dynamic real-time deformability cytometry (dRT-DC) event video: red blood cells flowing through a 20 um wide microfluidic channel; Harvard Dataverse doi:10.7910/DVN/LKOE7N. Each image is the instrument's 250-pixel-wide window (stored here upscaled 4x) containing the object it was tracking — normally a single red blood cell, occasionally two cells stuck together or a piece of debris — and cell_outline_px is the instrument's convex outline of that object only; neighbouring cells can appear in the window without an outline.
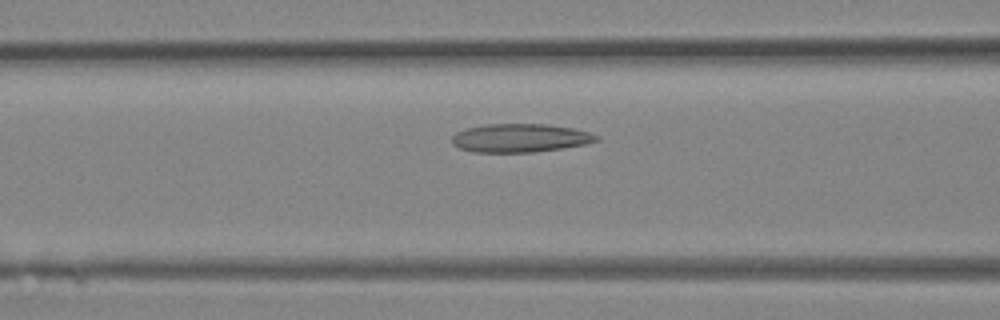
{"species": "Egyptian fruit bat (a non-hibernating species)", "species_latin": "Rousettus aegyptiacus", "temperature_condition": "room temperature", "stored_images_in_passage": 17, "camera_frame_rate_fps": 3000, "um_per_image_px": 0.085, "animal": {"sex": "female"}, "frame": {"image": 1, "passage_image": 12, "time_ms": 3.667, "image_size_px": [1000, 320], "cell_outline_px": [[600, 140], [584, 144], [560, 148], [532, 152], [472, 152], [460, 148], [452, 144], [452, 136], [456, 132], [468, 128], [488, 124], [548, 124], [572, 128], [588, 132], [600, 136]], "centroid_in_image_um": [44.2, 11.73], "position_along_channel_um": 122.4, "area_um2": 23.81}}
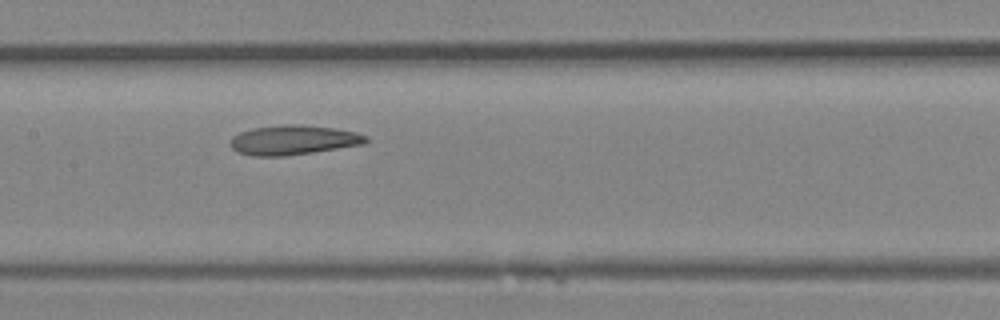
{"frame": {"image": 2, "passage_image": 15, "time_ms": 4.667, "image_size_px": [1000, 320], "cell_outline_px": [[368, 140], [364, 144], [312, 152], [284, 156], [252, 156], [236, 152], [228, 144], [232, 136], [240, 132], [252, 128], [284, 124], [304, 124], [332, 128], [356, 132], [368, 136]], "centroid_in_image_um": [24.89, 11.9], "position_along_channel_um": 182.5, "area_um2": 23.52}}
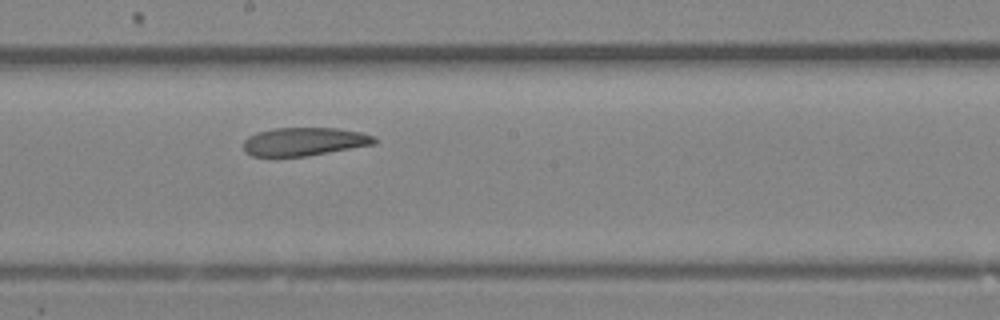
{"frame": {"image": 3, "passage_image": 17, "time_ms": 5.333, "image_size_px": [1000, 320], "cell_outline_px": [[376, 144], [308, 156], [252, 156], [244, 152], [244, 140], [248, 136], [256, 132], [276, 128], [336, 128], [360, 132], [372, 136], [376, 140]], "centroid_in_image_um": [25.84, 12.04], "position_along_channel_um": 222.4, "area_um2": 21.56}}